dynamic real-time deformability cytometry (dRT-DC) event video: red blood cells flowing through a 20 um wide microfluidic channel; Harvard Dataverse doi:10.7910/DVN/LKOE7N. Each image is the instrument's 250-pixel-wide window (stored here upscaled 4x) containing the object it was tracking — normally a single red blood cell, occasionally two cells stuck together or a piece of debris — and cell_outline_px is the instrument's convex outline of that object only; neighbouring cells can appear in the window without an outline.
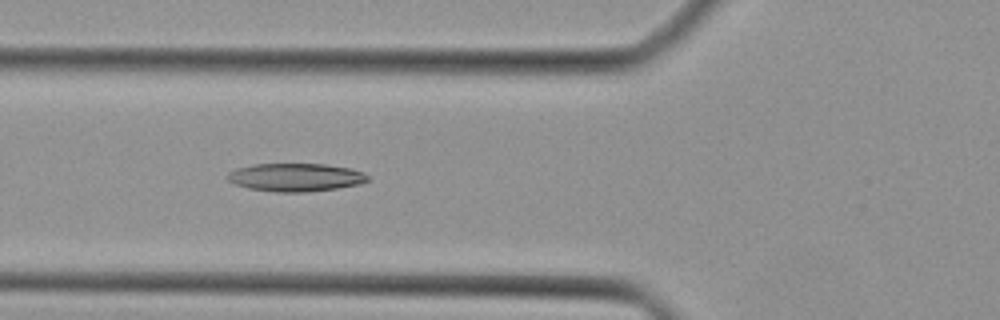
{"species": "Egyptian fruit bat (a non-hibernating species)", "species_latin": "Rousettus aegyptiacus", "temperature_condition": "cold", "stored_images_in_passage": 30, "camera_frame_rate_fps": 3000, "um_per_image_px": 0.085, "animal": {"sex": "female"}, "frame": {"image": 1, "passage_image": 6, "time_ms": 1.667, "image_size_px": [1000, 320], "cell_outline_px": [[368, 180], [360, 184], [336, 188], [304, 192], [276, 192], [248, 188], [236, 184], [228, 180], [228, 172], [236, 168], [252, 164], [324, 164], [348, 168], [364, 172], [368, 176]], "centroid_in_image_um": [25.11, 15.07], "position_along_channel_um": 100.7, "area_um2": 22.83}}
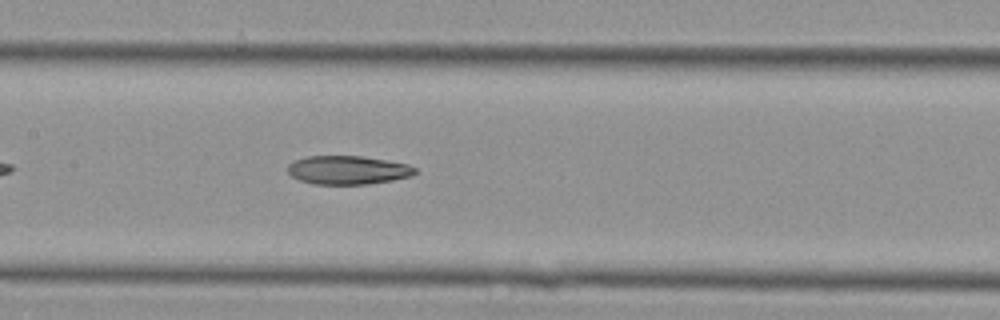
{"frame": {"image": 2, "passage_image": 11, "time_ms": 3.333, "image_size_px": [1000, 320], "cell_outline_px": [[416, 172], [412, 176], [392, 180], [364, 184], [312, 184], [300, 180], [292, 176], [288, 172], [288, 164], [296, 160], [308, 156], [360, 156], [408, 164], [416, 168]], "centroid_in_image_um": [29.56, 14.45], "position_along_channel_um": 177.8, "area_um2": 21.04}}
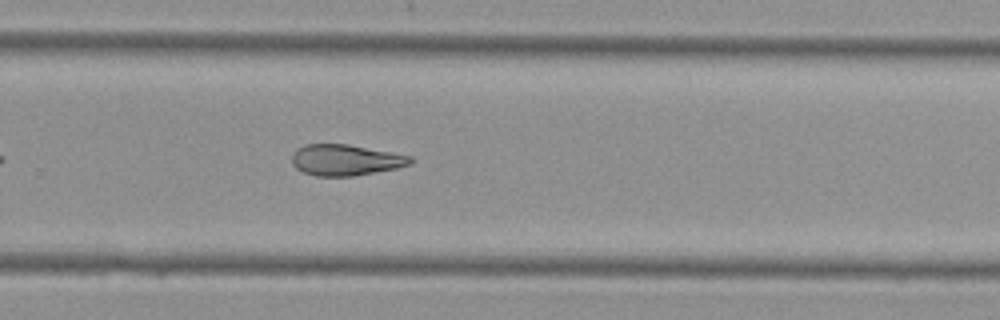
{"frame": {"image": 3, "passage_image": 19, "time_ms": 6.0, "image_size_px": [1000, 320], "cell_outline_px": [[412, 160], [408, 164], [396, 168], [352, 176], [316, 176], [304, 172], [296, 168], [292, 164], [292, 156], [296, 148], [304, 144], [348, 144], [412, 156]], "centroid_in_image_um": [29.32, 13.59], "position_along_channel_um": 300.5, "area_um2": 21.27}}